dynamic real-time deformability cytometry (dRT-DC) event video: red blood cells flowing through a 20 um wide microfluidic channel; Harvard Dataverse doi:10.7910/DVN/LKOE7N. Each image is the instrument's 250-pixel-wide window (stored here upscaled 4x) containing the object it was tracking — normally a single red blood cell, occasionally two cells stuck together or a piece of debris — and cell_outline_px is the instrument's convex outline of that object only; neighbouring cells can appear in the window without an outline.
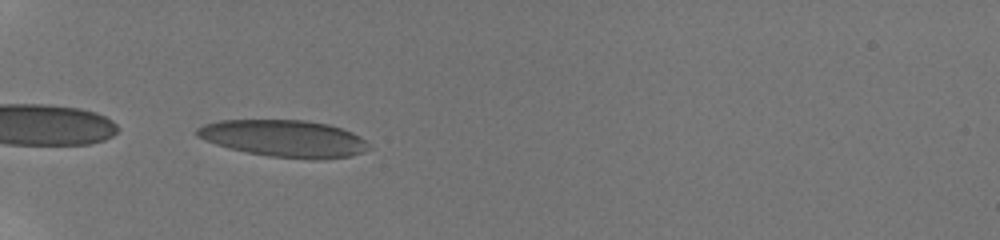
{"species": "human", "species_latin": "Homo sapiens", "temperature_condition": "room temperature", "stored_images_in_passage": 36, "camera_frame_rate_fps": 3000, "um_per_image_px": 0.085, "donor": {"sex": "male"}, "frame": {"image": 1, "passage_image": 1, "time_ms": 0.0, "image_size_px": [1000, 240], "cell_outline_px": [[372, 148], [364, 152], [352, 156], [320, 160], [312, 160], [268, 156], [228, 148], [204, 140], [196, 136], [196, 128], [204, 124], [220, 120], [308, 120], [328, 124], [352, 132], [360, 136]], "centroid_in_image_um": [24.18, 11.78], "position_along_channel_um": 60.8, "area_um2": 37.34}}
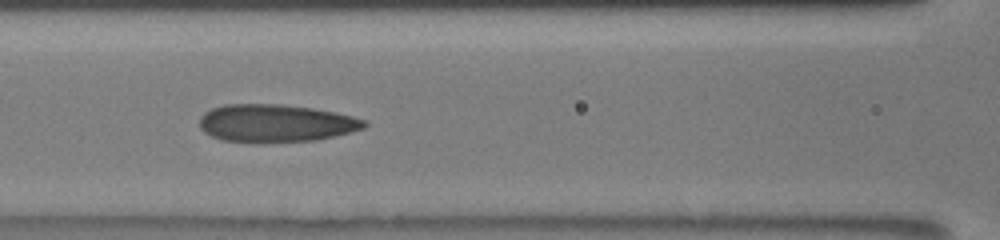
{"frame": {"image": 2, "passage_image": 9, "time_ms": 2.667, "image_size_px": [1000, 240], "cell_outline_px": [[368, 124], [364, 128], [352, 132], [336, 136], [316, 140], [220, 140], [204, 132], [200, 128], [200, 116], [204, 112], [212, 108], [224, 104], [280, 104], [312, 108], [352, 116], [364, 120]], "centroid_in_image_um": [23.44, 10.44], "position_along_channel_um": 143.2, "area_um2": 35.37}}
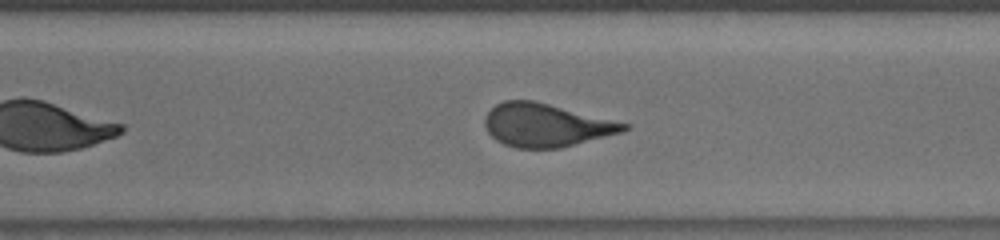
{"frame": {"image": 3, "passage_image": 23, "time_ms": 7.333, "image_size_px": [1000, 240], "cell_outline_px": [[628, 128], [624, 132], [560, 148], [516, 148], [504, 144], [496, 140], [488, 132], [484, 124], [484, 116], [496, 104], [504, 100], [536, 100], [628, 124]], "centroid_in_image_um": [46.38, 10.63], "position_along_channel_um": 324.2, "area_um2": 34.97}, "authors_computed_cell_mechanics": {"area_um2": 35.8071, "velocity_mm_per_s": 3.8911, "shape_relaxation_time_tau1_ms": 9.0857, "shape_relaxation_time_tau2_ms": 1.3674, "deformation_change_tau1": 0.2357, "deformation_change_tau2": 0.1107}}